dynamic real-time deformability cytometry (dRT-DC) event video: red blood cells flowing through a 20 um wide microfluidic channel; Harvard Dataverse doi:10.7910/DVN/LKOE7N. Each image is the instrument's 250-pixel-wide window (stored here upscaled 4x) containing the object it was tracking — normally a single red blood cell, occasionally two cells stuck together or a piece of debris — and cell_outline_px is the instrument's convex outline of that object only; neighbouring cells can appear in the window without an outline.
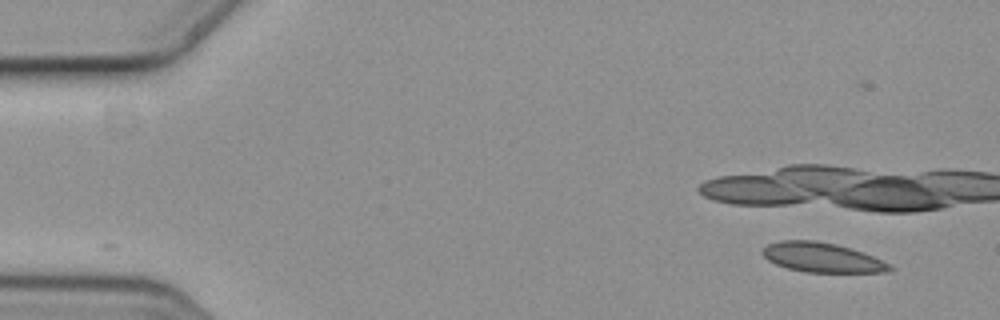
{"species": "common noctule bat (a hibernating species)", "species_latin": "Nyctalus noctula", "temperature_condition": "cold", "stored_images_in_passage": 4, "camera_frame_rate_fps": 3000, "um_per_image_px": 0.085, "animal": {"sex": "female", "body_mass_g": 19.3, "forearm_length_mm": 54.1}, "frame": {"image": 1, "passage_image": 1, "time_ms": 0.0, "image_size_px": [1000, 320], "cell_outline_px": [[896, 268], [884, 272], [804, 272], [788, 268], [776, 264], [768, 260], [760, 252], [768, 244], [780, 240], [816, 240], [836, 244], [852, 248], [864, 252]], "centroid_in_image_um": [69.85, 21.88], "position_along_channel_um": 15.1, "area_um2": 21.91}}